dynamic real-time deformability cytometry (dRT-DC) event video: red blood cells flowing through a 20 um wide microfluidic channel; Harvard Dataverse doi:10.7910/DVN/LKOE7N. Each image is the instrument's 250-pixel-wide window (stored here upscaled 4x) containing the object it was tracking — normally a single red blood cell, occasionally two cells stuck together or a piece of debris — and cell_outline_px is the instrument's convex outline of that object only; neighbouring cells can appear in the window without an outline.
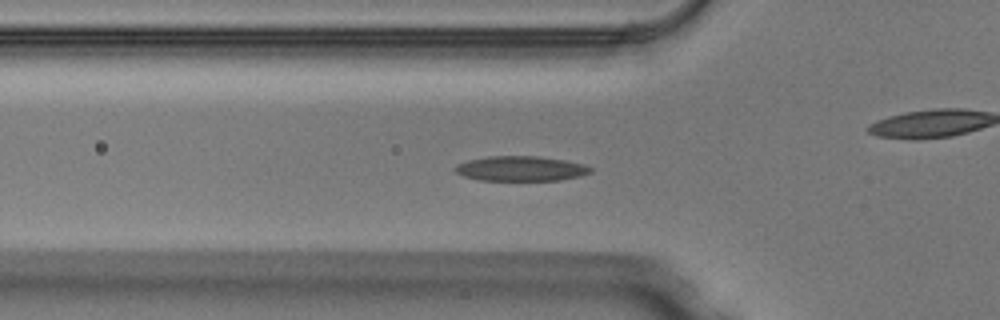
{"species": "Egyptian fruit bat (a non-hibernating species)", "species_latin": "Rousettus aegyptiacus", "temperature_condition": "warm", "stored_images_in_passage": 52, "camera_frame_rate_fps": 3000, "um_per_image_px": 0.085, "animal": {"sex": "male"}, "frame": {"image": 1, "passage_image": 18, "time_ms": 5.667, "image_size_px": [1000, 320], "cell_outline_px": [[592, 172], [580, 176], [560, 180], [480, 180], [464, 176], [456, 172], [456, 164], [468, 160], [488, 156], [536, 156], [564, 160], [584, 164], [592, 168]], "centroid_in_image_um": [44.28, 14.33], "position_along_channel_um": 81.5, "area_um2": 19.54}}
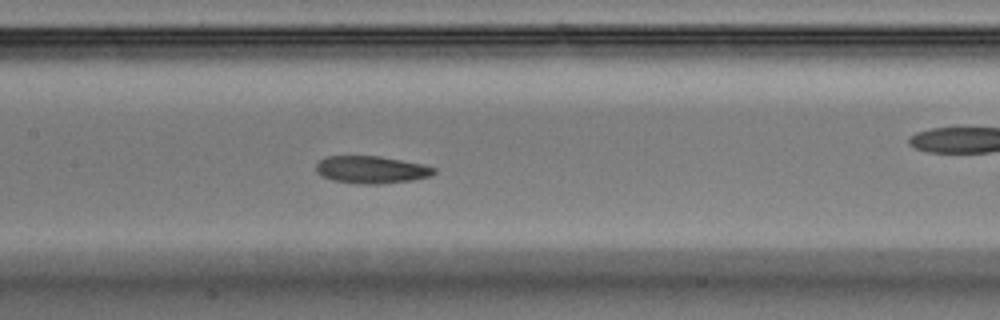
{"frame": {"image": 2, "passage_image": 25, "time_ms": 8.0, "image_size_px": [1000, 320], "cell_outline_px": [[436, 172], [432, 176], [412, 180], [384, 184], [356, 184], [332, 180], [320, 176], [316, 172], [316, 164], [320, 160], [328, 156], [380, 156], [424, 164], [436, 168]], "centroid_in_image_um": [31.58, 14.43], "position_along_channel_um": 175.8, "area_um2": 19.13}}
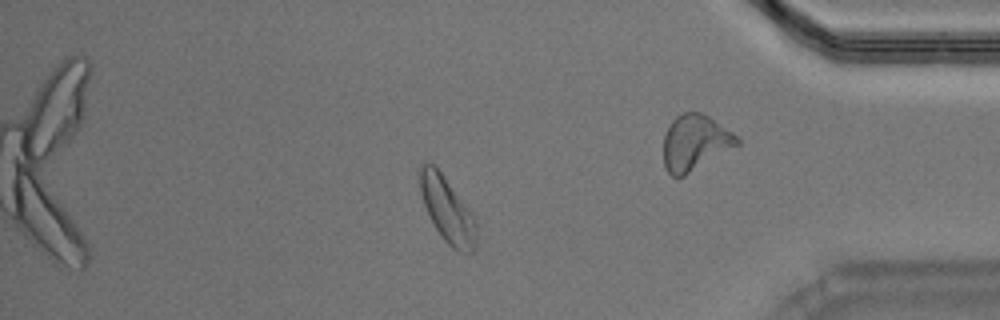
{"frame": {"image": 3, "passage_image": 44, "time_ms": 14.333, "image_size_px": [1000, 320], "cell_outline_px": [[476, 248], [472, 252], [456, 252], [444, 240], [428, 216], [420, 192], [420, 164], [432, 164], [440, 172], [468, 208], [476, 220]], "centroid_in_image_um": [38.03, 17.89], "position_along_channel_um": 397.2, "area_um2": 21.1}}